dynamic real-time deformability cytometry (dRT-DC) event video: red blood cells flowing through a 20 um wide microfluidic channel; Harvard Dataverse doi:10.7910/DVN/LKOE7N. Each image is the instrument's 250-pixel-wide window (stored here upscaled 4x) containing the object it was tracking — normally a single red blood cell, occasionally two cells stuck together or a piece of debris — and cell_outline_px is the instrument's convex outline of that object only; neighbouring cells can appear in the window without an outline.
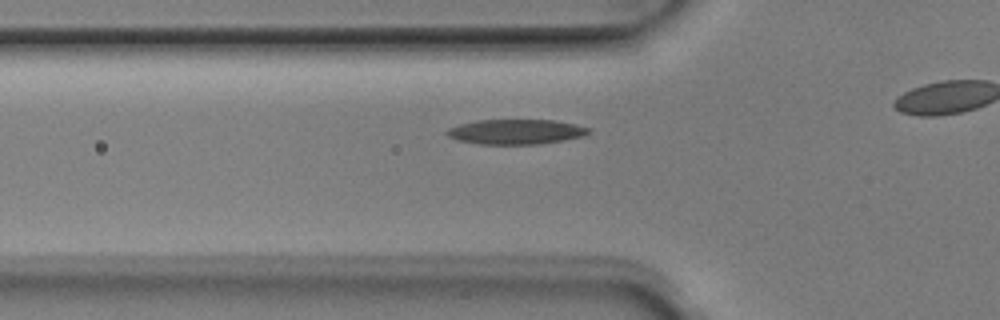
{"species": "Egyptian fruit bat (a non-hibernating species)", "species_latin": "Rousettus aegyptiacus", "temperature_condition": "room temperature", "stored_images_in_passage": 27, "camera_frame_rate_fps": 3000, "um_per_image_px": 0.085, "animal": {"sex": "male"}, "frame": {"image": 1, "passage_image": 13, "time_ms": 4.0, "image_size_px": [1000, 320], "cell_outline_px": [[592, 132], [584, 136], [540, 144], [480, 144], [456, 140], [448, 136], [444, 132], [448, 128], [460, 124], [476, 120], [556, 120], [592, 128]], "centroid_in_image_um": [43.86, 11.2], "position_along_channel_um": 81.9, "area_um2": 20.75}}
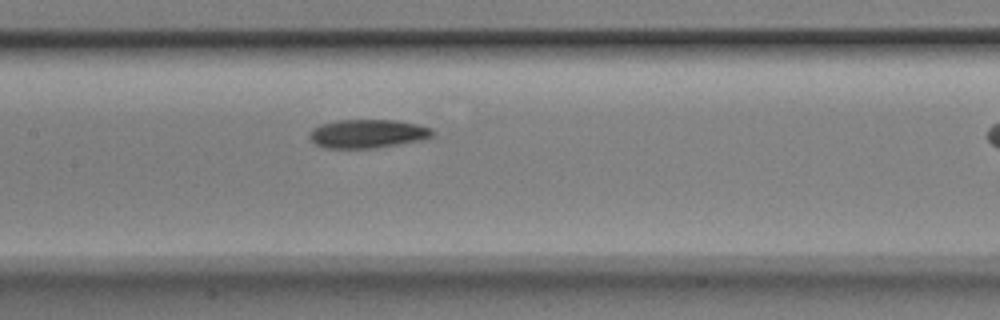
{"frame": {"image": 2, "passage_image": 20, "time_ms": 6.333, "image_size_px": [1000, 320], "cell_outline_px": [[436, 132], [432, 136], [420, 140], [376, 148], [324, 148], [316, 144], [308, 136], [308, 132], [312, 128], [320, 124], [340, 120], [396, 120], [416, 124], [432, 128]], "centroid_in_image_um": [31.23, 11.36], "position_along_channel_um": 176.2, "area_um2": 20.58}}
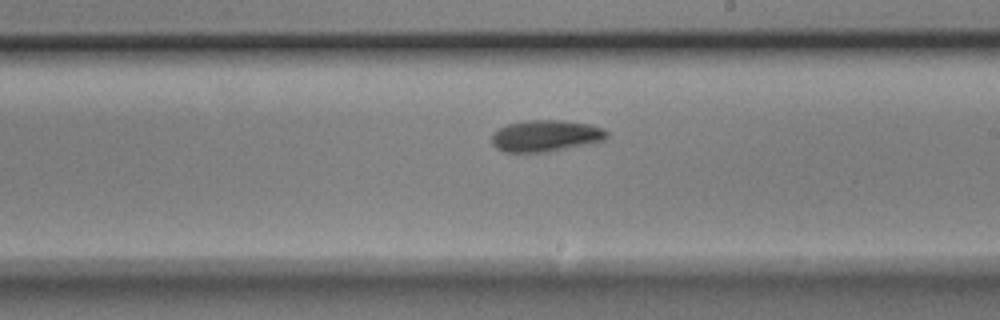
{"frame": {"image": 3, "passage_image": 25, "time_ms": 8.0, "image_size_px": [1000, 320], "cell_outline_px": [[608, 136], [604, 140], [548, 152], [504, 152], [496, 148], [492, 144], [492, 132], [508, 124], [524, 120], [564, 120], [588, 124], [604, 128], [608, 132]], "centroid_in_image_um": [46.37, 11.54], "position_along_channel_um": 242.6, "area_um2": 21.21}}